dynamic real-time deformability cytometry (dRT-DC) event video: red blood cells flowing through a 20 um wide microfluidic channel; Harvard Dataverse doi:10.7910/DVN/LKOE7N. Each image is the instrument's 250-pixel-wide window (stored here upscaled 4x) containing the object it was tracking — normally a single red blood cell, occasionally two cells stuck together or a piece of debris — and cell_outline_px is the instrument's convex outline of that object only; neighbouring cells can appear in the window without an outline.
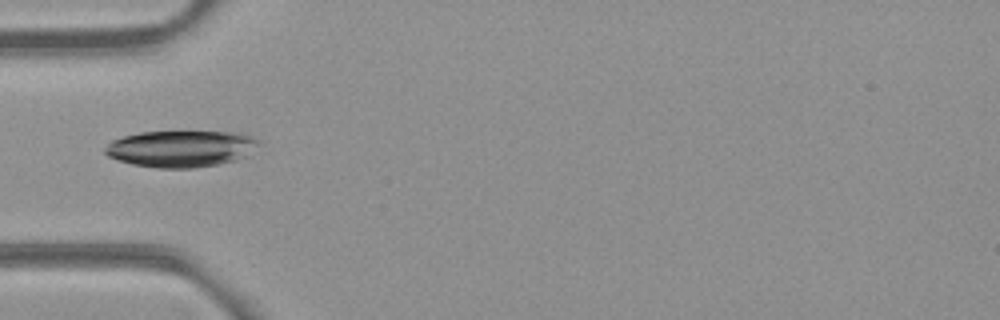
{"species": "common noctule bat (a hibernating species)", "species_latin": "Nyctalus noctula", "temperature_condition": "room temperature", "stored_images_in_passage": 5, "camera_frame_rate_fps": 3000, "um_per_image_px": 0.085, "animal": {"sex": "female", "body_mass_g": 21.9}, "frame": {"image": 1, "passage_image": 5, "time_ms": 1.333, "image_size_px": [1000, 320], "cell_outline_px": [[260, 144], [248, 156], [236, 160], [220, 164], [192, 168], [156, 168], [132, 164], [116, 160], [108, 156], [104, 152], [104, 148], [112, 140], [124, 136], [140, 132], [240, 132], [252, 136], [260, 140]], "centroid_in_image_um": [15.41, 12.64], "position_along_channel_um": 69.6, "area_um2": 33.06}}